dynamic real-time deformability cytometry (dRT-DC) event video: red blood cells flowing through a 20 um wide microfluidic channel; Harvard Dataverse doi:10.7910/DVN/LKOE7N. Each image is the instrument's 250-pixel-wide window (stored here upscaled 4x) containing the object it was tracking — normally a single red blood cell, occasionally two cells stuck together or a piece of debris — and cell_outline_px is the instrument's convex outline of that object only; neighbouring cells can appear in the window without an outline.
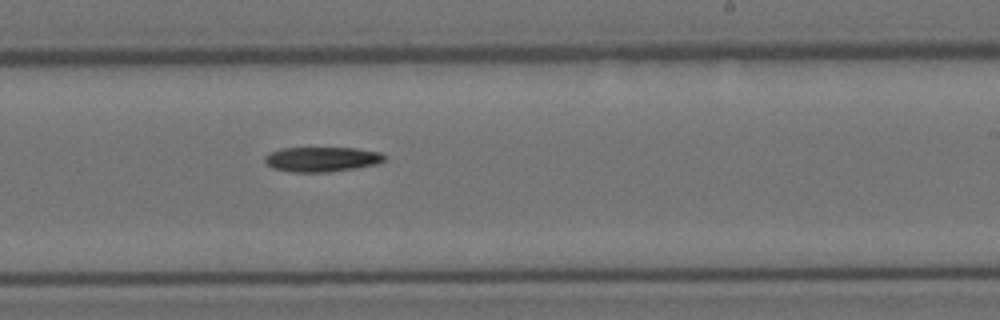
{"species": "Egyptian fruit bat (a non-hibernating species)", "species_latin": "Rousettus aegyptiacus", "temperature_condition": "room temperature", "stored_images_in_passage": 12, "camera_frame_rate_fps": 3000, "um_per_image_px": 0.085, "animal": {"sex": "female"}, "frame": {"image": 1, "passage_image": 12, "time_ms": 3.667, "image_size_px": [1000, 320], "cell_outline_px": [[384, 160], [376, 164], [328, 172], [292, 172], [272, 168], [264, 164], [264, 156], [268, 152], [280, 148], [356, 148], [380, 152], [384, 156]], "centroid_in_image_um": [27.26, 13.53], "position_along_channel_um": 261.7, "area_um2": 17.34}}